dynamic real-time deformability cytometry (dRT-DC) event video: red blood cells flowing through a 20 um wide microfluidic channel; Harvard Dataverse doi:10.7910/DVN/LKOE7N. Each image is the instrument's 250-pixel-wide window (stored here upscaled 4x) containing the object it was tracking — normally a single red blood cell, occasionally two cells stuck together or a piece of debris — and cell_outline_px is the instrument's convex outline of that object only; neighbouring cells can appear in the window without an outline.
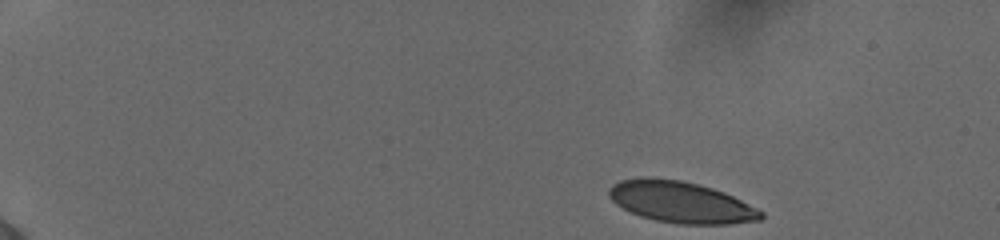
{"species": "human", "species_latin": "Homo sapiens", "temperature_condition": "cold", "stored_images_in_passage": 47, "camera_frame_rate_fps": 3000, "um_per_image_px": 0.085, "donor": {"sex": "female"}, "frame": {"image": 1, "passage_image": 1, "time_ms": 0.0, "image_size_px": [1000, 240], "cell_outline_px": [[764, 216], [760, 220], [728, 224], [676, 224], [656, 220], [640, 216], [616, 204], [608, 196], [608, 188], [612, 184], [620, 180], [648, 176], [680, 180], [712, 188], [724, 192], [764, 212]], "centroid_in_image_um": [57.84, 17.17], "position_along_channel_um": 27.2, "area_um2": 36.59}}
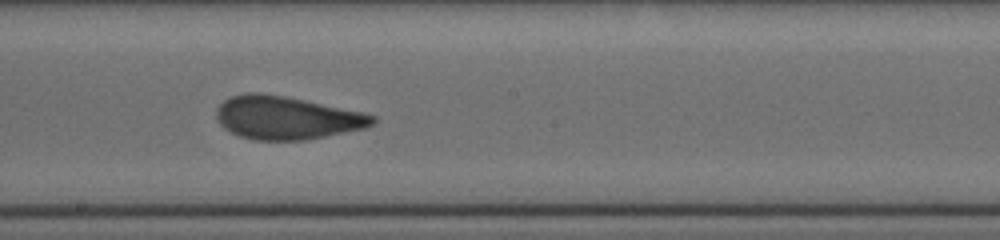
{"frame": {"image": 2, "passage_image": 26, "time_ms": 8.333, "image_size_px": [1000, 240], "cell_outline_px": [[376, 120], [368, 128], [304, 140], [252, 140], [240, 136], [224, 128], [216, 120], [216, 108], [224, 100], [232, 96], [248, 92], [256, 92], [284, 96], [364, 112], [376, 116]], "centroid_in_image_um": [24.36, 10.01], "position_along_channel_um": 223.8, "area_um2": 39.25}}
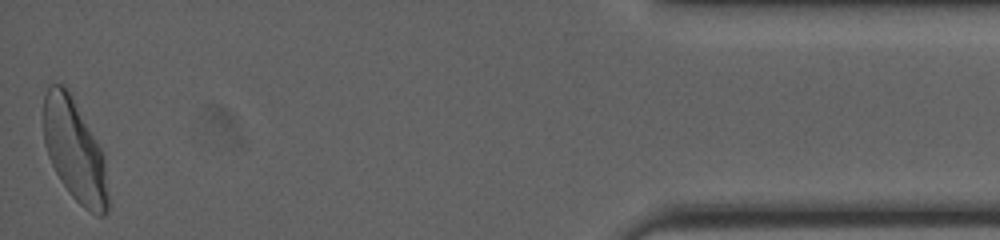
{"frame": {"image": 3, "passage_image": 47, "time_ms": 15.333, "image_size_px": [1000, 240], "cell_outline_px": [[108, 212], [104, 216], [96, 216], [84, 208], [68, 192], [60, 180], [48, 156], [44, 144], [44, 96], [48, 84], [64, 84], [68, 88], [100, 148], [104, 156], [108, 196]], "centroid_in_image_um": [6.33, 12.8], "position_along_channel_um": 428.9, "area_um2": 38.26}, "authors_computed_cell_mechanics": {"area_um2": 38.3792, "velocity_mm_per_s": 3.8656, "shape_relaxation_time_tau1_ms": 5.0976, "shape_relaxation_time_tau2_ms": 0.7255, "deformation_change_tau1": 0.1707, "deformation_change_tau2": 0.0651}}